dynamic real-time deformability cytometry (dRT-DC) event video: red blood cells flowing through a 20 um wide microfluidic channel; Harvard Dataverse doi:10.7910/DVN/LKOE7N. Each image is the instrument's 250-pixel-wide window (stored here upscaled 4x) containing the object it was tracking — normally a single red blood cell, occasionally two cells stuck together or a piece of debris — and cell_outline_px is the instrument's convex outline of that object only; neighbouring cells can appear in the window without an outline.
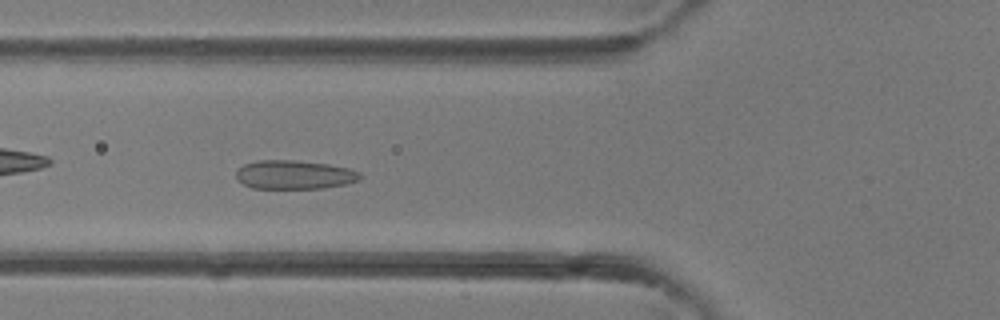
{"species": "common noctule bat (a hibernating species)", "species_latin": "Nyctalus noctula", "temperature_condition": "room temperature", "stored_images_in_passage": 39, "camera_frame_rate_fps": 3000, "um_per_image_px": 0.085, "animal": {"sex": "female"}, "frame": {"image": 1, "passage_image": 14, "time_ms": 4.333, "image_size_px": [1000, 320], "cell_outline_px": [[360, 180], [344, 184], [320, 188], [252, 188], [236, 180], [236, 172], [244, 164], [256, 160], [296, 160], [328, 164], [348, 168], [360, 172]], "centroid_in_image_um": [24.99, 14.84], "position_along_channel_um": 100.8, "area_um2": 20.75}}
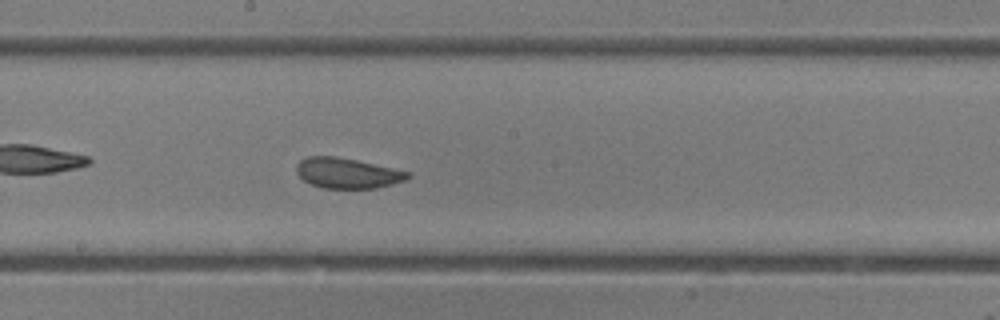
{"frame": {"image": 2, "passage_image": 21, "time_ms": 6.667, "image_size_px": [1000, 320], "cell_outline_px": [[412, 176], [404, 180], [376, 188], [324, 188], [312, 184], [304, 180], [296, 172], [296, 164], [300, 160], [308, 156], [336, 156], [356, 160], [392, 168], [408, 172]], "centroid_in_image_um": [29.48, 14.71], "position_along_channel_um": 218.7, "area_um2": 19.42}}
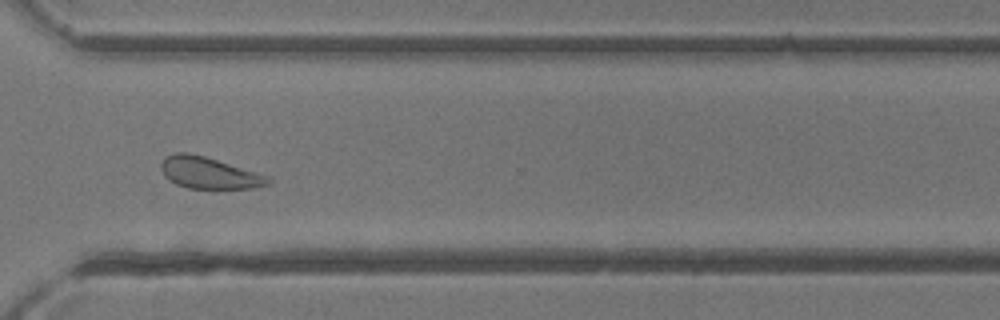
{"frame": {"image": 3, "passage_image": 29, "time_ms": 9.333, "image_size_px": [1000, 320], "cell_outline_px": [[272, 180], [268, 184], [256, 188], [188, 188], [176, 184], [168, 180], [164, 176], [160, 168], [160, 164], [164, 156], [176, 152], [188, 152], [204, 156], [272, 176]], "centroid_in_image_um": [17.77, 14.69], "position_along_channel_um": 352.8, "area_um2": 20.0}}